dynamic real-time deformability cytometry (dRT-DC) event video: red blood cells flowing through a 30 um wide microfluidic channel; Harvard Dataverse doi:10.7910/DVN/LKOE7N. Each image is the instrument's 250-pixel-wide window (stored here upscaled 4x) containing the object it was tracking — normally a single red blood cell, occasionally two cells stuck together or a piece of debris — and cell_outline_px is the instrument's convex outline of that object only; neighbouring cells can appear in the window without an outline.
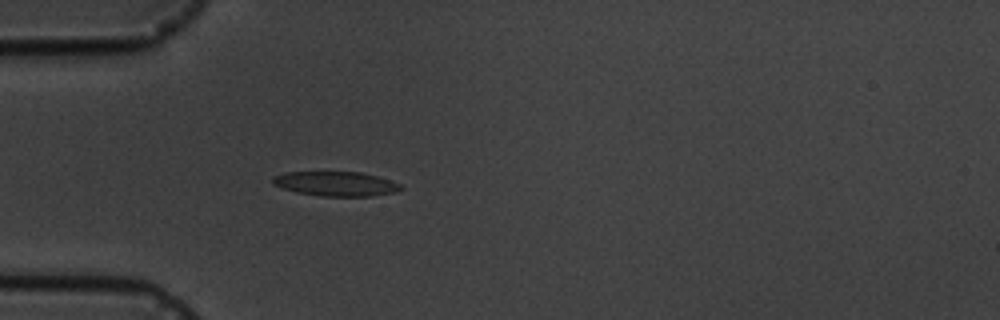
{"species": "common noctule bat (a hibernating species)", "species_latin": "Nyctalus noctula", "temperature_condition": "cold", "stored_images_in_passage": 4, "camera_frame_rate_fps": 3000, "um_per_image_px": 0.085, "animal": {"sex": "male", "body_mass_g": 19.5, "forearm_length_mm": 54.6}, "frame": {"image": 1, "passage_image": 4, "time_ms": 3.333, "image_size_px": [1000, 320], "cell_outline_px": [[404, 188], [396, 192], [372, 196], [320, 196], [296, 192], [272, 184], [272, 176], [284, 172], [360, 172], [376, 176], [400, 184]], "centroid_in_image_um": [28.52, 15.62], "position_along_channel_um": 56.5, "area_um2": 18.26}}